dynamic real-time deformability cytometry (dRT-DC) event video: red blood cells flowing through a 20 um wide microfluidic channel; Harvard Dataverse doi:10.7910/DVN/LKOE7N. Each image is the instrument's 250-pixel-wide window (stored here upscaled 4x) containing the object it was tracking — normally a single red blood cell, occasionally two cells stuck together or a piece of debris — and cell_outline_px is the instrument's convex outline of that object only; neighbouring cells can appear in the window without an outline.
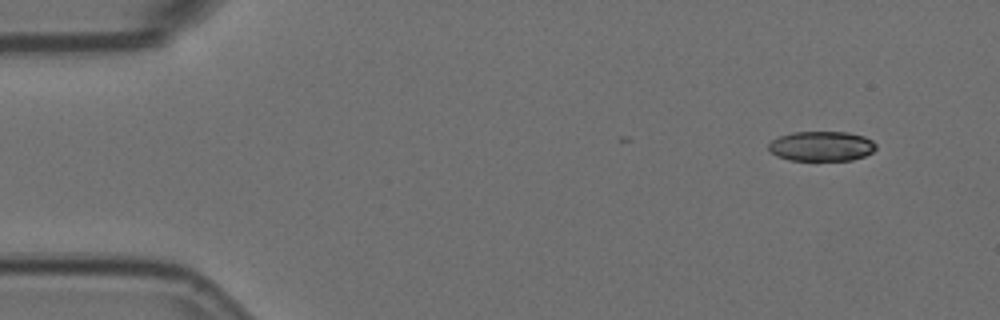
{"species": "Egyptian fruit bat (a non-hibernating species)", "species_latin": "Rousettus aegyptiacus", "temperature_condition": "room temperature", "stored_images_in_passage": 4, "camera_frame_rate_fps": 3000, "um_per_image_px": 0.085, "animal": {"sex": "female"}, "frame": {"image": 1, "passage_image": 1, "time_ms": 0.0, "image_size_px": [1000, 320], "cell_outline_px": [[876, 148], [872, 152], [864, 156], [852, 160], [788, 160], [776, 156], [768, 152], [768, 144], [772, 140], [780, 136], [792, 132], [848, 132], [864, 136], [872, 140], [876, 144]], "centroid_in_image_um": [69.8, 12.42], "position_along_channel_um": 15.2, "area_um2": 18.84}}
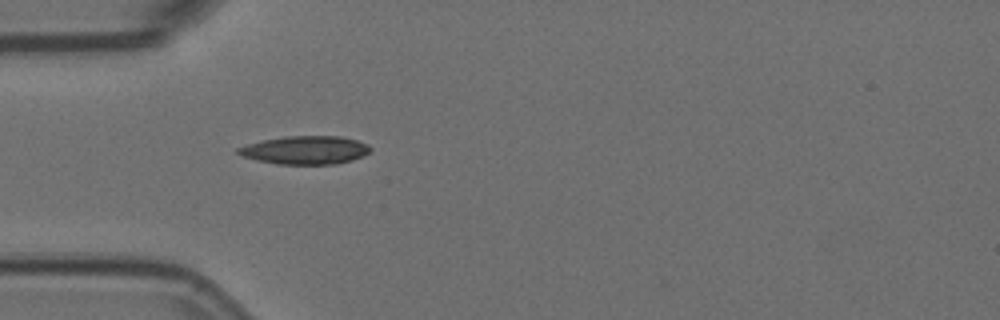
{"frame": {"image": 2, "passage_image": 4, "time_ms": 1.0, "image_size_px": [1000, 320], "cell_outline_px": [[372, 148], [364, 156], [352, 160], [336, 164], [276, 164], [240, 156], [236, 152], [236, 148], [248, 144], [264, 140], [284, 136], [340, 136], [356, 140], [368, 144]], "centroid_in_image_um": [25.95, 12.76], "position_along_channel_um": 59.1, "area_um2": 21.85}}